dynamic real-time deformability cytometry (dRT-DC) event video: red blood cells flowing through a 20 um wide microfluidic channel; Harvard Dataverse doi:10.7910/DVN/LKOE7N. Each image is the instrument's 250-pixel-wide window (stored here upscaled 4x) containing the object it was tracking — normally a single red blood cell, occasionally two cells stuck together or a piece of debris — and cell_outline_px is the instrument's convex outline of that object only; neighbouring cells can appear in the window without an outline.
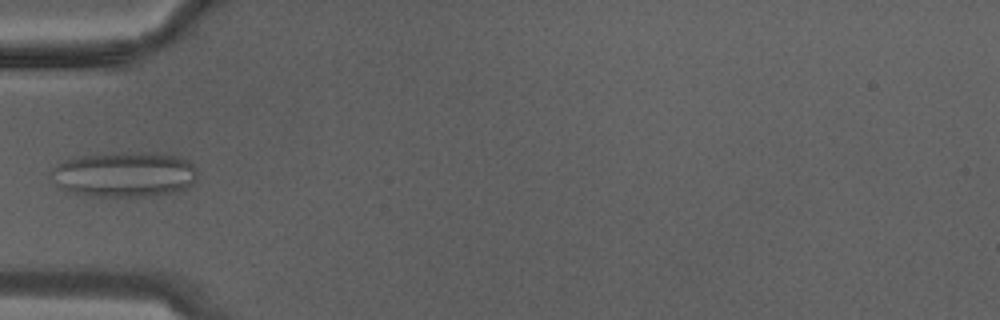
{"species": "Egyptian fruit bat (a non-hibernating species)", "species_latin": "Rousettus aegyptiacus", "temperature_condition": "warm", "stored_images_in_passage": 5, "camera_frame_rate_fps": 3000, "um_per_image_px": 0.085, "animal": {"sex": "male"}, "frame": {"image": 1, "passage_image": 4, "time_ms": 1.0, "image_size_px": [1000, 320], "cell_outline_px": [[196, 180], [192, 184], [176, 192], [144, 196], [108, 200], [68, 192], [60, 188], [48, 172], [56, 164], [64, 160], [80, 156], [144, 152], [164, 152], [188, 160], [196, 168]], "centroid_in_image_um": [10.54, 14.87], "position_along_channel_um": 74.5, "area_um2": 39.54}}